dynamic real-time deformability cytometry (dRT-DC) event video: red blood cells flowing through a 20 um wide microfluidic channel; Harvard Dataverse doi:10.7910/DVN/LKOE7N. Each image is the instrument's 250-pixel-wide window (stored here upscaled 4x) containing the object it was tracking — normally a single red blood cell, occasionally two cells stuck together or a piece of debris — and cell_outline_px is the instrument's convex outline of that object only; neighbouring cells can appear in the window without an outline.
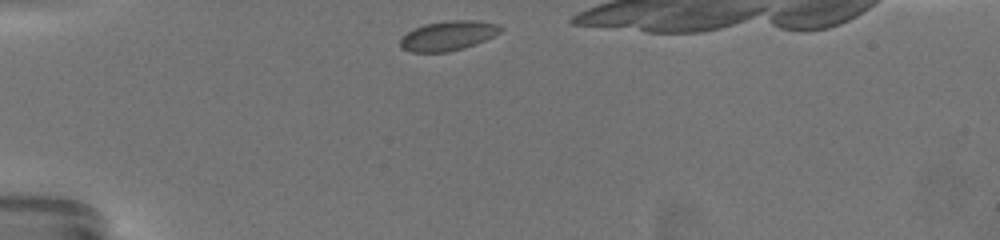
{"species": "common noctule bat (a hibernating species)", "species_latin": "Nyctalus noctula", "temperature_condition": "warm", "stored_images_in_passage": 36, "camera_frame_rate_fps": 3000, "um_per_image_px": 0.085, "animal": {"sex": "female", "body_mass_g": 19.5, "forearm_length_mm": 54.1}, "frame": {"image": 1, "passage_image": 1, "time_ms": 0.0, "image_size_px": [1000, 240], "cell_outline_px": [[504, 28], [500, 32], [476, 44], [464, 48], [448, 52], [412, 52], [400, 48], [400, 40], [408, 32], [424, 24], [444, 20], [480, 20], [500, 24]], "centroid_in_image_um": [38.12, 3.02], "position_along_channel_um": 46.9, "area_um2": 17.46}}
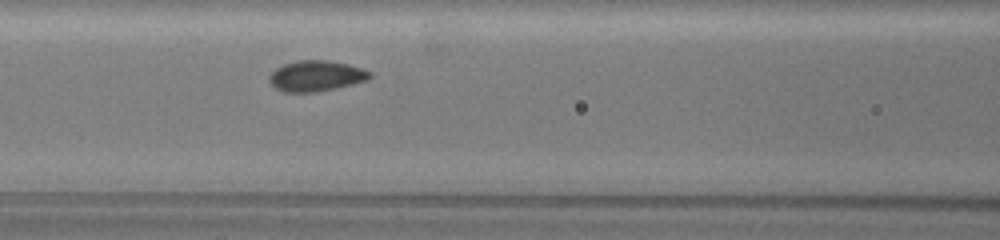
{"frame": {"image": 2, "passage_image": 12, "time_ms": 3.667, "image_size_px": [1000, 240], "cell_outline_px": [[372, 76], [368, 80], [336, 88], [316, 92], [284, 92], [276, 88], [268, 80], [268, 76], [276, 68], [284, 64], [300, 60], [328, 60], [348, 64], [364, 68], [372, 72]], "centroid_in_image_um": [26.9, 6.45], "position_along_channel_um": 139.7, "area_um2": 18.09}}
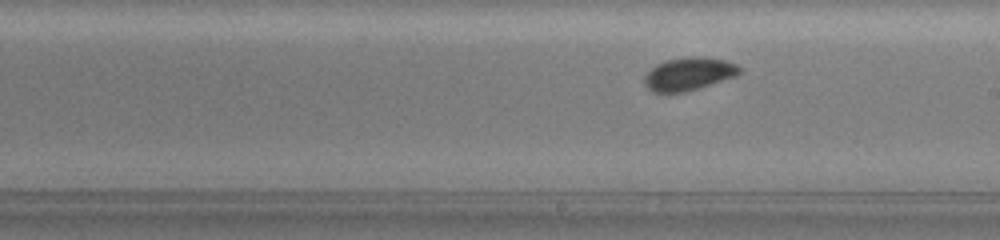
{"frame": {"image": 3, "passage_image": 20, "time_ms": 6.333, "image_size_px": [1000, 240], "cell_outline_px": [[740, 72], [736, 76], [700, 88], [684, 92], [652, 92], [644, 84], [644, 76], [656, 64], [668, 60], [692, 56], [696, 56], [724, 60], [736, 64], [740, 68]], "centroid_in_image_um": [58.54, 6.29], "position_along_channel_um": 230.5, "area_um2": 18.09}, "authors_computed_cell_mechanics": {"area_um2": 17.6868, "velocity_mm_per_s": 3.4168, "shape_relaxation_time_tau1_ms": 3.1064, "shape_relaxation_time_tau2_ms": null, "deformation_change_tau1": 0.0605, "deformation_change_tau2": null}}